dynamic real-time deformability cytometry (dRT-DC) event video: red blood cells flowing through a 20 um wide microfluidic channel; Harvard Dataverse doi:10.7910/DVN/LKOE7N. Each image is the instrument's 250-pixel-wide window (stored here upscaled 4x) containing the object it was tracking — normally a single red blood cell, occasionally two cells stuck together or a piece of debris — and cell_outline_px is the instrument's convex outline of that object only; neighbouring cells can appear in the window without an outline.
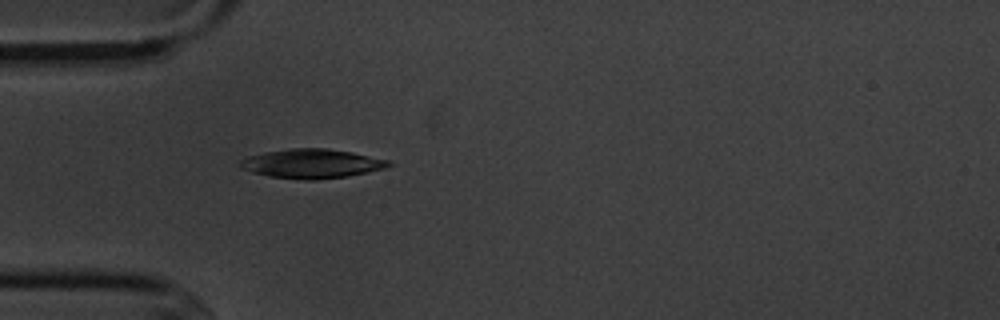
{"species": "common noctule bat (a hibernating species)", "species_latin": "Nyctalus noctula", "temperature_condition": "cold", "stored_images_in_passage": 4, "camera_frame_rate_fps": 3000, "um_per_image_px": 0.085, "animal": {"sex": "male", "body_mass_g": 20.1, "forearm_length_mm": 53.5}, "frame": {"image": 1, "passage_image": 4, "time_ms": 4.333, "image_size_px": [1000, 320], "cell_outline_px": [[392, 164], [384, 168], [368, 172], [348, 176], [316, 180], [304, 180], [268, 176], [252, 172], [240, 168], [236, 164], [240, 160], [248, 156], [264, 152], [292, 148], [328, 148], [352, 152], [388, 160]], "centroid_in_image_um": [26.45, 13.91], "position_along_channel_um": 58.5, "area_um2": 25.37}}